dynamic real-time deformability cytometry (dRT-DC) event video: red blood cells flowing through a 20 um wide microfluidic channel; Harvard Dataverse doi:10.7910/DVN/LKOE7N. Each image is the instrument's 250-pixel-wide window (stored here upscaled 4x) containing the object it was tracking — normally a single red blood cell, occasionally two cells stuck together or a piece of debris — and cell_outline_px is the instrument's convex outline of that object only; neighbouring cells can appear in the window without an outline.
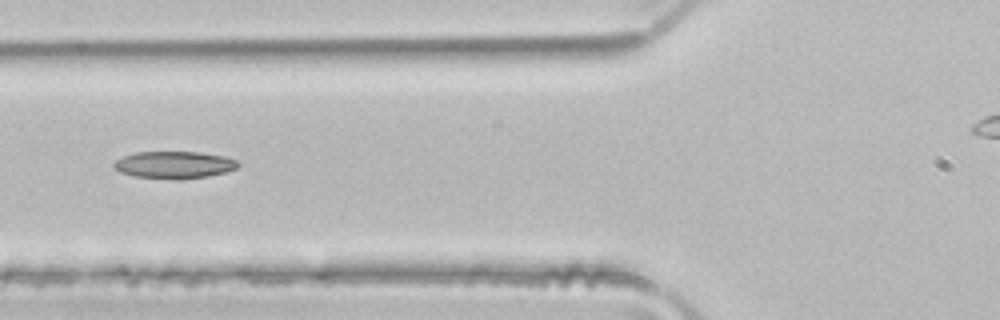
{"species": "common noctule bat (a hibernating species)", "species_latin": "Nyctalus noctula", "temperature_condition": "room temperature", "stored_images_in_passage": 4, "camera_frame_rate_fps": 3000, "um_per_image_px": 0.085, "animal": {"sex": "male", "body_mass_g": 21.5, "forearm_length_mm": 52.0}, "frame": {"image": 1, "passage_image": 4, "time_ms": 1.0, "image_size_px": [1000, 320], "cell_outline_px": [[240, 164], [236, 168], [224, 172], [208, 176], [180, 180], [176, 180], [136, 176], [120, 172], [112, 168], [112, 164], [116, 160], [124, 156], [136, 152], [200, 152], [224, 156], [236, 160]], "centroid_in_image_um": [14.79, 14.01], "position_along_channel_um": 111.0, "area_um2": 19.71}}